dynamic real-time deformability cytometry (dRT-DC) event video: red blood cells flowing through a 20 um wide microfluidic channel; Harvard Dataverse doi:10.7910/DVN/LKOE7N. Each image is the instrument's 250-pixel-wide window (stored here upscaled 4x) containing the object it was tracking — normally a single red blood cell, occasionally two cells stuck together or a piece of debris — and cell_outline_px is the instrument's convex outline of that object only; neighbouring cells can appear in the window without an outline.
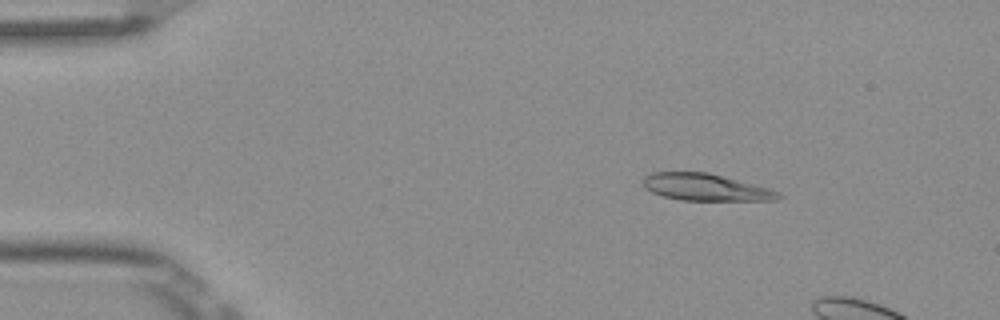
{"species": "Egyptian fruit bat (a non-hibernating species)", "species_latin": "Rousettus aegyptiacus", "temperature_condition": "room temperature", "stored_images_in_passage": 4, "camera_frame_rate_fps": 3000, "um_per_image_px": 0.085, "frame": {"image": 1, "passage_image": 2, "time_ms": 0.333, "image_size_px": [1000, 320], "cell_outline_px": [[784, 196], [776, 200], [680, 200], [664, 196], [652, 192], [644, 188], [644, 176], [652, 172], [708, 172], [768, 188], [780, 192]], "centroid_in_image_um": [59.98, 15.91], "position_along_channel_um": 25.0, "area_um2": 21.1}}